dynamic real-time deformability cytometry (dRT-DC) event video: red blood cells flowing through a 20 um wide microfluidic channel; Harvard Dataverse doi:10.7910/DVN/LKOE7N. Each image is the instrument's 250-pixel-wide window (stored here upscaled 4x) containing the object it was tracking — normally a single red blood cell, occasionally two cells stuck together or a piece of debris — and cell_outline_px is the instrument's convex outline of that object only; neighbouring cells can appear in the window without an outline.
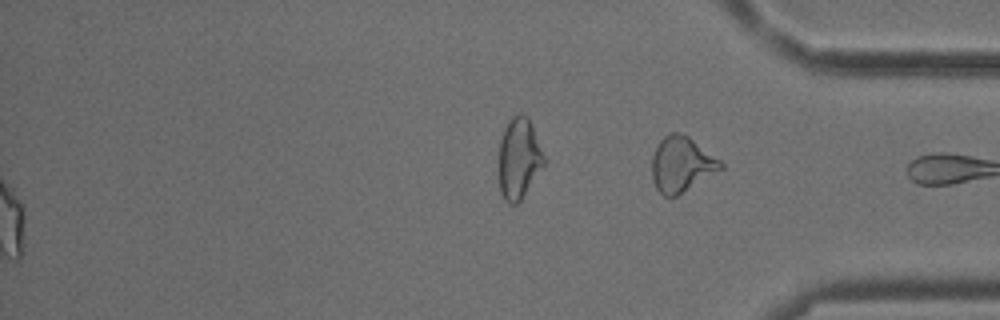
{"species": "common noctule bat (a hibernating species)", "species_latin": "Nyctalus noctula", "temperature_condition": "cold", "stored_images_in_passage": 54, "segment_of_instrument_passage": [2, 2], "camera_frame_rate_fps": 3000, "um_per_image_px": 0.085, "animal": {"sex": "male", "body_mass_g": 18.8}, "frame": {"image": 1, "passage_image": 54, "time_ms": 17.667, "image_size_px": [1000, 320], "cell_outline_px": [[724, 168], [676, 196], [664, 196], [656, 188], [652, 180], [652, 156], [660, 140], [664, 136], [672, 132], [680, 132], [688, 136], [720, 160], [724, 164]], "centroid_in_image_um": [57.92, 13.96], "position_along_channel_um": 377.3, "area_um2": 21.96}}